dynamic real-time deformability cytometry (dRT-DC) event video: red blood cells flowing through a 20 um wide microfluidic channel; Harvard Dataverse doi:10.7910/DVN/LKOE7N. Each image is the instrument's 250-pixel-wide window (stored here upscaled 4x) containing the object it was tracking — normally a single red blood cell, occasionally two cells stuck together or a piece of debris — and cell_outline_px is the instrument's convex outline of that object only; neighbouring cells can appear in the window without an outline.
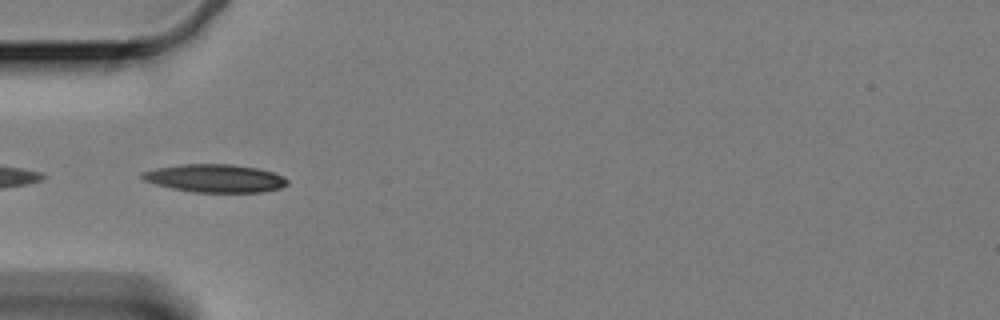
{"species": "Egyptian fruit bat (a non-hibernating species)", "species_latin": "Rousettus aegyptiacus", "temperature_condition": "cold", "stored_images_in_passage": 4, "camera_frame_rate_fps": 3000, "um_per_image_px": 0.085, "animal": {"sex": "female"}, "frame": {"image": 1, "passage_image": 1, "time_ms": 0.0, "image_size_px": [1000, 320], "cell_outline_px": [[288, 184], [280, 188], [264, 192], [192, 192], [172, 188], [156, 184], [144, 180], [140, 176], [140, 172], [156, 168], [180, 164], [232, 164], [260, 168], [284, 176], [288, 180]], "centroid_in_image_um": [18.29, 15.15], "position_along_channel_um": 66.7, "area_um2": 23.87}}